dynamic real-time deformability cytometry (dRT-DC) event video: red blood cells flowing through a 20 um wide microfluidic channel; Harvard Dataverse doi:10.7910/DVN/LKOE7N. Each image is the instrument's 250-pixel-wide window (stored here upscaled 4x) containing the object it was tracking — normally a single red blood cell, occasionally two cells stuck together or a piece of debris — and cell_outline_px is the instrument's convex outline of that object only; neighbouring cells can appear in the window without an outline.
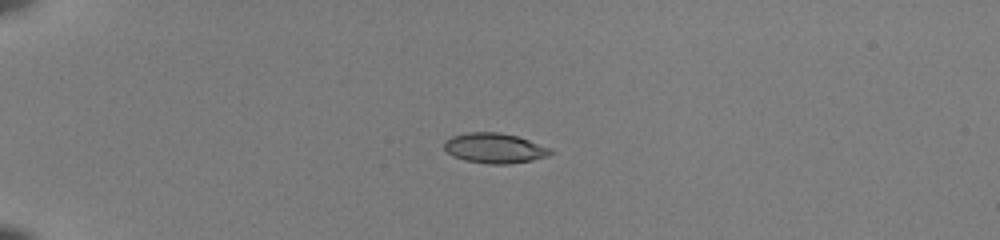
{"species": "common noctule bat (a hibernating species)", "species_latin": "Nyctalus noctula", "temperature_condition": "room temperature", "stored_images_in_passage": 39, "camera_frame_rate_fps": 3000, "um_per_image_px": 0.085, "animal": {"sex": "female", "body_mass_g": 22.0, "forearm_length_mm": 56.7}, "frame": {"image": 1, "passage_image": 1, "time_ms": 0.0, "image_size_px": [1000, 240], "cell_outline_px": [[552, 152], [548, 156], [532, 160], [508, 164], [488, 164], [464, 160], [452, 156], [444, 148], [444, 140], [452, 136], [468, 132], [500, 132], [516, 136], [552, 148]], "centroid_in_image_um": [42.02, 12.59], "position_along_channel_um": 43.0, "area_um2": 18.67}}
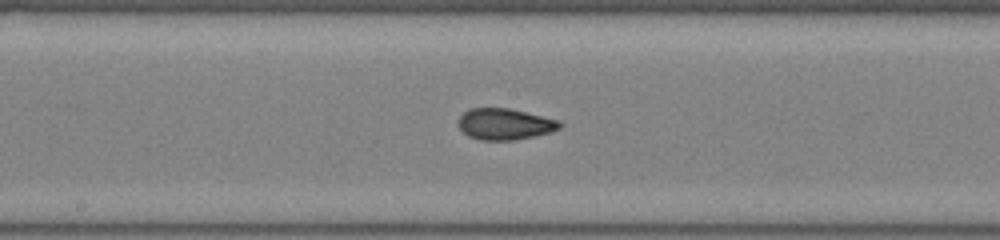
{"frame": {"image": 2, "passage_image": 17, "time_ms": 5.333, "image_size_px": [1000, 240], "cell_outline_px": [[564, 124], [560, 128], [552, 132], [512, 140], [480, 140], [468, 136], [456, 124], [460, 116], [464, 112], [472, 108], [508, 108], [556, 120]], "centroid_in_image_um": [42.87, 10.55], "position_along_channel_um": 205.3, "area_um2": 18.26}}
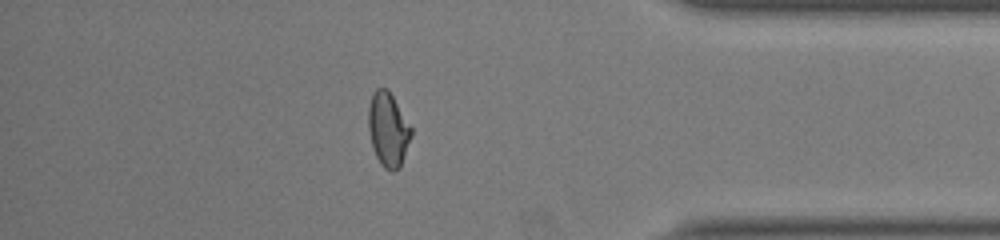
{"frame": {"image": 3, "passage_image": 33, "time_ms": 10.667, "image_size_px": [1000, 240], "cell_outline_px": [[412, 136], [400, 168], [392, 172], [384, 168], [380, 164], [376, 156], [372, 144], [368, 128], [368, 108], [372, 92], [376, 88], [388, 88], [412, 128]], "centroid_in_image_um": [32.99, 11.0], "position_along_channel_um": 402.2, "area_um2": 18.67}, "authors_computed_cell_mechanics": {"area_um2": 18.3804, "velocity_mm_per_s": 4.0292, "shape_relaxation_time_tau1_ms": 9.4244, "shape_relaxation_time_tau2_ms": 1.15, "deformation_change_tau1": 0.238, "deformation_change_tau2": 0.0654}}